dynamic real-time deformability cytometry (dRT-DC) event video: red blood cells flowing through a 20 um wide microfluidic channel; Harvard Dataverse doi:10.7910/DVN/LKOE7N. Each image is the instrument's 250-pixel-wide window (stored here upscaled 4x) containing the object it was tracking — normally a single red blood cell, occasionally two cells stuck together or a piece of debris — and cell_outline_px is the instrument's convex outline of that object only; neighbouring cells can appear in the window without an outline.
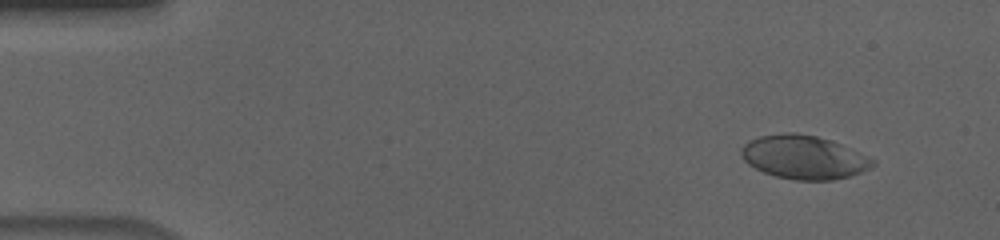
{"species": "human", "species_latin": "Homo sapiens", "temperature_condition": "cold", "stored_images_in_passage": 55, "camera_frame_rate_fps": 3000, "um_per_image_px": 0.085, "donor": {"sex": "male"}, "frame": {"image": 1, "passage_image": 4, "time_ms": 1.0, "image_size_px": [1000, 240], "cell_outline_px": [[876, 164], [872, 168], [848, 176], [832, 180], [796, 180], [776, 176], [764, 172], [748, 164], [744, 160], [740, 152], [740, 148], [744, 144], [760, 136], [784, 132], [796, 132], [816, 136], [840, 144], [868, 156], [876, 160]], "centroid_in_image_um": [68.33, 13.36], "position_along_channel_um": 16.7, "area_um2": 33.23}}
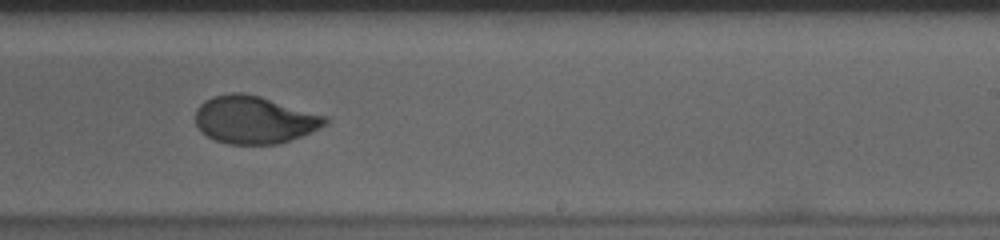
{"frame": {"image": 2, "passage_image": 34, "time_ms": 11.0, "image_size_px": [1000, 240], "cell_outline_px": [[328, 124], [320, 128], [280, 144], [228, 144], [216, 140], [200, 132], [196, 124], [196, 108], [204, 100], [212, 96], [232, 92], [244, 92], [260, 96], [328, 116]], "centroid_in_image_um": [21.62, 10.17], "position_along_channel_um": 267.4, "area_um2": 36.24}}
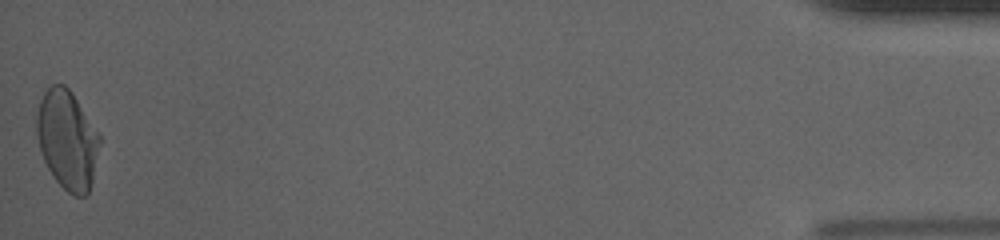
{"frame": {"image": 3, "passage_image": 55, "time_ms": 18.0, "image_size_px": [1000, 240], "cell_outline_px": [[100, 144], [92, 180], [88, 196], [72, 196], [52, 176], [44, 160], [36, 136], [36, 112], [40, 100], [44, 92], [52, 84], [64, 84], [72, 92], [100, 136]], "centroid_in_image_um": [5.7, 11.88], "position_along_channel_um": 429.5, "area_um2": 36.24}, "authors_computed_cell_mechanics": {"area_um2": 35.7782, "velocity_mm_per_s": 3.6321, "shape_relaxation_time_tau1_ms": 6.3825, "shape_relaxation_time_tau2_ms": 1.0705, "deformation_change_tau1": 0.1968, "deformation_change_tau2": 0.0476}}